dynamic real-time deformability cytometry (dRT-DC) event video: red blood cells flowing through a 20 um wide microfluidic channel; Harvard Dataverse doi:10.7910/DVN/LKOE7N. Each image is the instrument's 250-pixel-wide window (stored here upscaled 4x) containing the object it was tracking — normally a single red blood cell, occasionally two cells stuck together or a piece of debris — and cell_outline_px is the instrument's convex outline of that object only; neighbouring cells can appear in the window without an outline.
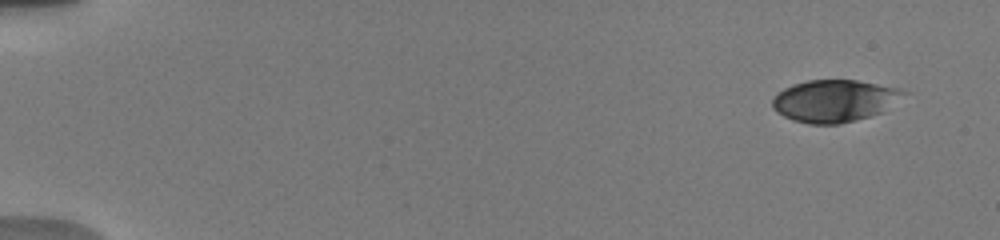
{"species": "human", "species_latin": "Homo sapiens", "temperature_condition": "warm", "stored_images_in_passage": 11, "camera_frame_rate_fps": 3000, "um_per_image_px": 0.085, "donor": {"sex": "male"}, "frame": {"image": 1, "passage_image": 2, "time_ms": 0.667, "image_size_px": [1000, 240], "cell_outline_px": [[912, 92], [884, 112], [856, 120], [840, 124], [808, 124], [792, 120], [776, 112], [772, 108], [772, 100], [784, 88], [792, 84], [808, 80], [856, 80], [896, 88]], "centroid_in_image_um": [70.97, 8.58], "position_along_channel_um": 14.0, "area_um2": 32.54}}
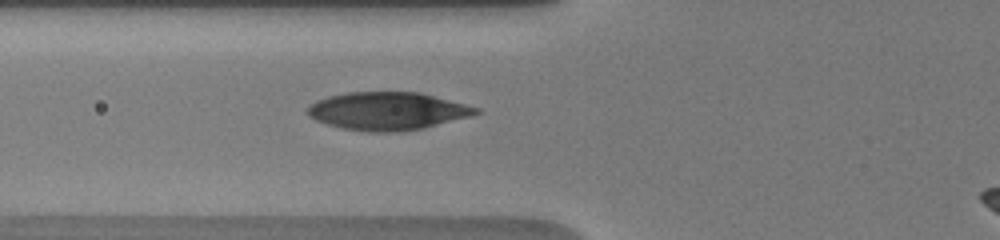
{"frame": {"image": 2, "passage_image": 11, "time_ms": 6.667, "image_size_px": [1000, 240], "cell_outline_px": [[484, 112], [472, 116], [424, 128], [400, 132], [372, 132], [344, 128], [328, 124], [316, 120], [308, 116], [304, 112], [316, 100], [328, 96], [348, 92], [420, 92], [480, 108]], "centroid_in_image_um": [32.97, 9.44], "position_along_channel_um": 92.8, "area_um2": 37.34}}